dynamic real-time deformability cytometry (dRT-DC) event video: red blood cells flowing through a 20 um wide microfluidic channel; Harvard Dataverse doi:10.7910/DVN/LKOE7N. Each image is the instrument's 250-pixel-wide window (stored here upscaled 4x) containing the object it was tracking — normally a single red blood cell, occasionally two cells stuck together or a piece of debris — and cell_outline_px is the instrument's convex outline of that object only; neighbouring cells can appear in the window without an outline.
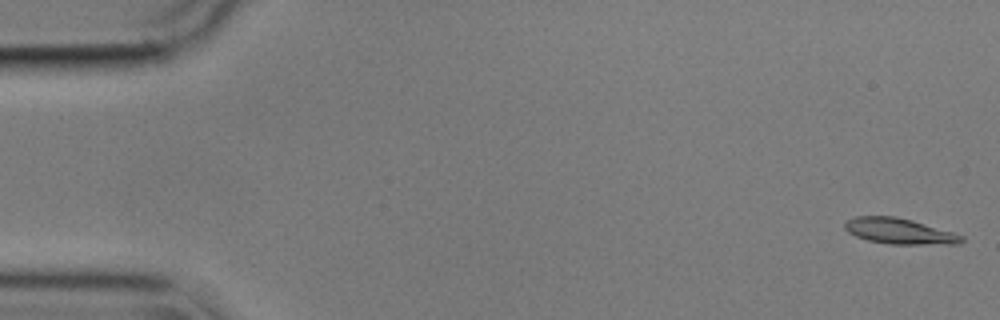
{"species": "common noctule bat (a hibernating species)", "species_latin": "Nyctalus noctula", "temperature_condition": "cold", "stored_images_in_passage": 55, "camera_frame_rate_fps": 3000, "um_per_image_px": 0.085, "animal": {"sex": "male", "body_mass_g": 17.9}, "frame": {"image": 1, "passage_image": 1, "time_ms": 0.0, "image_size_px": [1000, 320], "cell_outline_px": [[964, 240], [960, 244], [888, 244], [868, 240], [856, 236], [848, 232], [844, 228], [844, 224], [848, 220], [856, 216], [896, 216], [912, 220], [952, 232], [964, 236]], "centroid_in_image_um": [76.45, 19.65], "position_along_channel_um": 8.6, "area_um2": 17.46}}
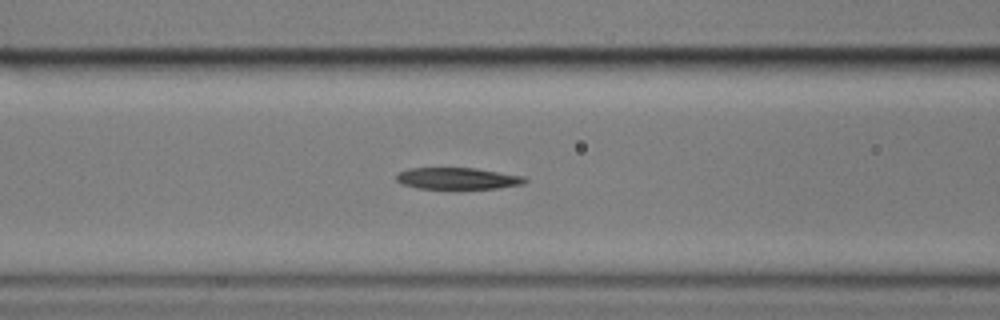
{"frame": {"image": 2, "passage_image": 22, "time_ms": 7.0, "image_size_px": [1000, 320], "cell_outline_px": [[528, 180], [524, 184], [500, 188], [416, 188], [400, 184], [396, 180], [396, 176], [400, 172], [408, 168], [476, 168], [524, 176]], "centroid_in_image_um": [38.9, 15.16], "position_along_channel_um": 127.7, "area_um2": 16.18}}
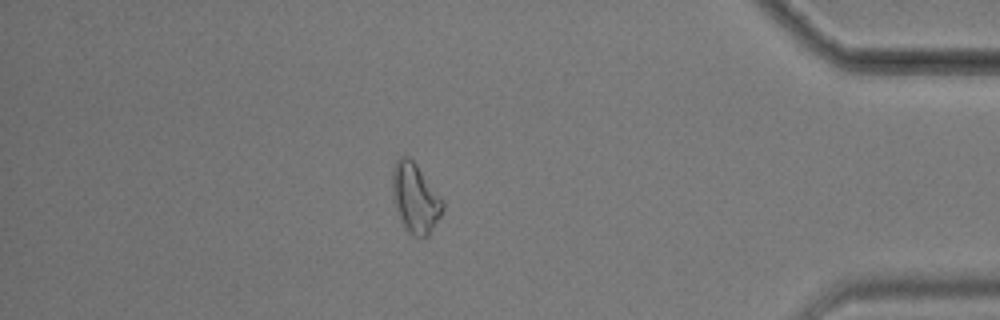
{"frame": {"image": 3, "passage_image": 48, "time_ms": 15.667, "image_size_px": [1000, 320], "cell_outline_px": [[444, 208], [440, 216], [428, 236], [412, 236], [404, 228], [396, 212], [392, 196], [392, 168], [396, 160], [400, 156], [408, 156], [416, 164], [444, 200]], "centroid_in_image_um": [35.27, 16.83], "position_along_channel_um": 399.9, "area_um2": 20.63}, "authors_computed_cell_mechanics": {"area_um2": 17.2244, "velocity_mm_per_s": 3.5672, "shape_relaxation_time_tau1_ms": 6.028, "shape_relaxation_time_tau2_ms": null, "deformation_change_tau1": 0.1779, "deformation_change_tau2": null}}